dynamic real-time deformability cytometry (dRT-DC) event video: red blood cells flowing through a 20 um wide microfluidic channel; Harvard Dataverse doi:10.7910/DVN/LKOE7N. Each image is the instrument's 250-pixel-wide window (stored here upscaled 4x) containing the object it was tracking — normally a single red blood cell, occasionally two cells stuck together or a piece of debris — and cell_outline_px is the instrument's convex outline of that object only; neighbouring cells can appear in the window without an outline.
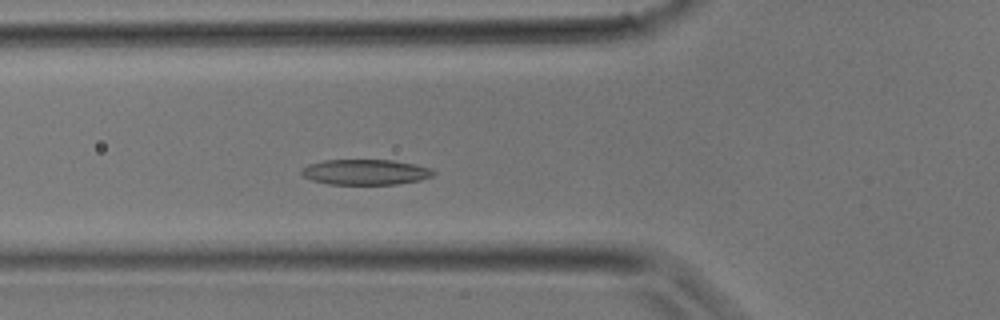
{"species": "common noctule bat (a hibernating species)", "species_latin": "Nyctalus noctula", "temperature_condition": "room temperature", "stored_images_in_passage": 33, "camera_frame_rate_fps": 3000, "um_per_image_px": 0.085, "animal": {"sex": "male", "body_mass_g": 17.9}, "frame": {"image": 1, "passage_image": 9, "time_ms": 2.667, "image_size_px": [1000, 320], "cell_outline_px": [[436, 172], [432, 176], [420, 180], [396, 184], [328, 184], [312, 180], [304, 176], [300, 172], [300, 168], [308, 164], [324, 160], [392, 160], [412, 164], [428, 168]], "centroid_in_image_um": [31.01, 14.62], "position_along_channel_um": 94.8, "area_um2": 19.42}}
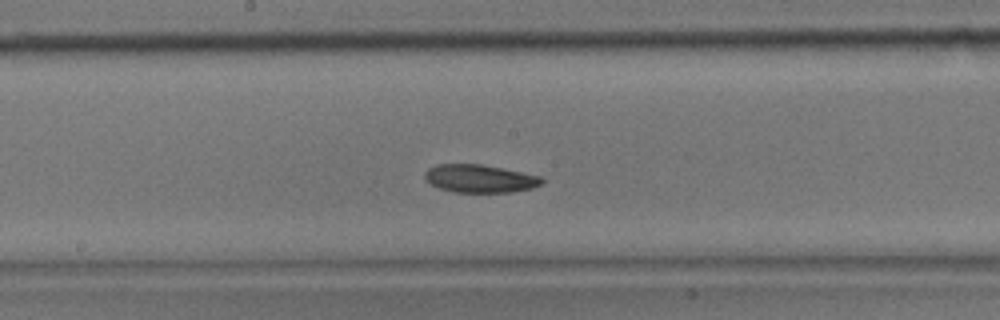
{"frame": {"image": 2, "passage_image": 15, "time_ms": 4.667, "image_size_px": [1000, 320], "cell_outline_px": [[544, 184], [532, 188], [508, 192], [456, 192], [440, 188], [424, 180], [424, 172], [428, 168], [436, 164], [480, 164], [540, 176], [544, 180]], "centroid_in_image_um": [40.76, 15.18], "position_along_channel_um": 207.4, "area_um2": 18.96}}
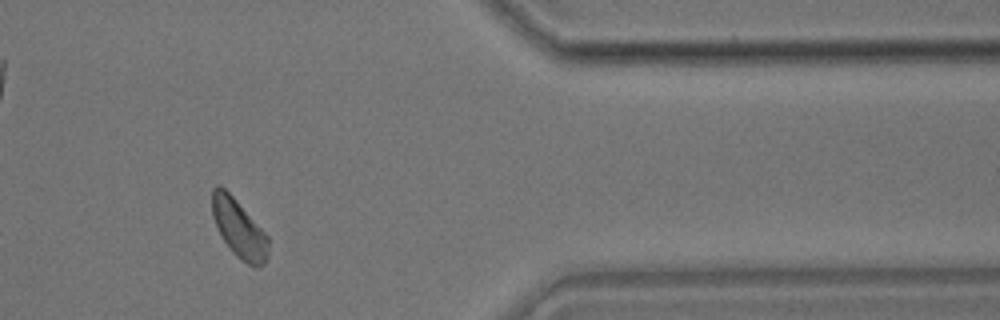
{"frame": {"image": 3, "passage_image": 26, "time_ms": 8.333, "image_size_px": [1000, 320], "cell_outline_px": [[268, 260], [260, 268], [256, 268], [240, 260], [232, 252], [224, 240], [212, 216], [212, 188], [216, 184], [220, 184], [236, 200], [268, 236]], "centroid_in_image_um": [20.32, 19.46], "position_along_channel_um": 391.1, "area_um2": 19.02}}